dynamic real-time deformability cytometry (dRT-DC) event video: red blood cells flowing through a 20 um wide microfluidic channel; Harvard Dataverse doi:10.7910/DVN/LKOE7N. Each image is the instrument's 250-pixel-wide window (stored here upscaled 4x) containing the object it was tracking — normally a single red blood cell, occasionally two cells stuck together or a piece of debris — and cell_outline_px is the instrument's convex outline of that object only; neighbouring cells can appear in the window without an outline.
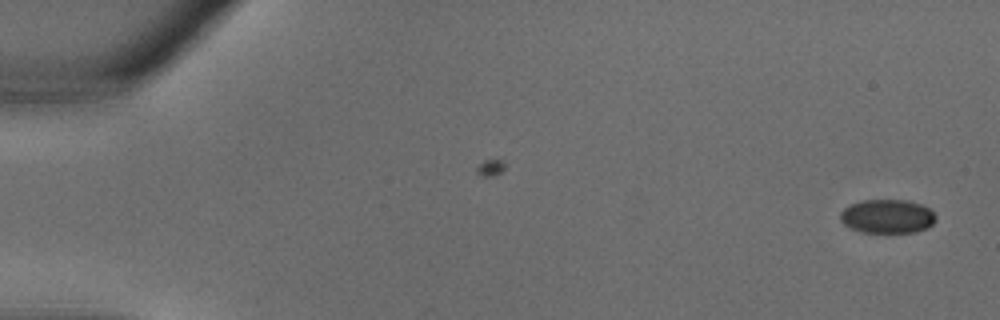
{"species": "common noctule bat (a hibernating species)", "species_latin": "Nyctalus noctula", "temperature_condition": "warm", "stored_images_in_passage": 34, "camera_frame_rate_fps": 3000, "um_per_image_px": 0.085, "animal": {"sex": "male", "body_mass_g": 18.8}, "frame": {"image": 1, "passage_image": 1, "time_ms": 0.0, "image_size_px": [1000, 320], "cell_outline_px": [[936, 220], [928, 228], [916, 232], [860, 232], [844, 224], [840, 220], [840, 212], [844, 208], [852, 204], [864, 200], [908, 200], [920, 204], [928, 208], [936, 216]], "centroid_in_image_um": [75.43, 18.39], "position_along_channel_um": 9.6, "area_um2": 18.79}}
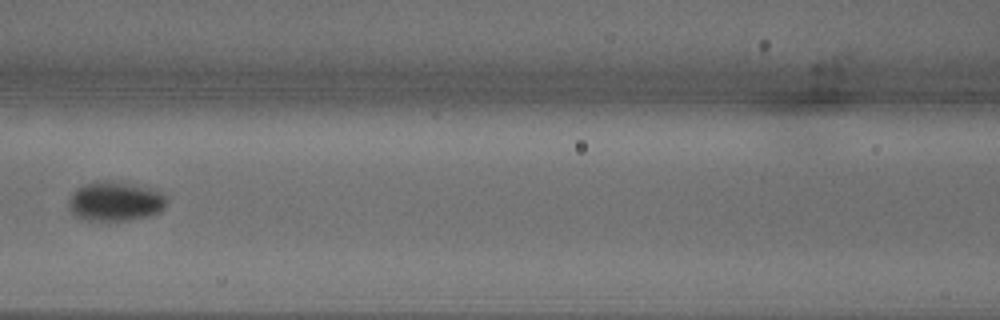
{"frame": {"image": 2, "passage_image": 16, "time_ms": 5.0, "image_size_px": [1000, 320], "cell_outline_px": [[164, 208], [160, 212], [148, 216], [128, 220], [84, 220], [76, 216], [68, 208], [68, 200], [72, 192], [76, 188], [84, 184], [96, 180], [108, 180], [148, 188], [160, 192], [164, 196]], "centroid_in_image_um": [9.71, 17.11], "position_along_channel_um": 156.9, "area_um2": 22.37}}
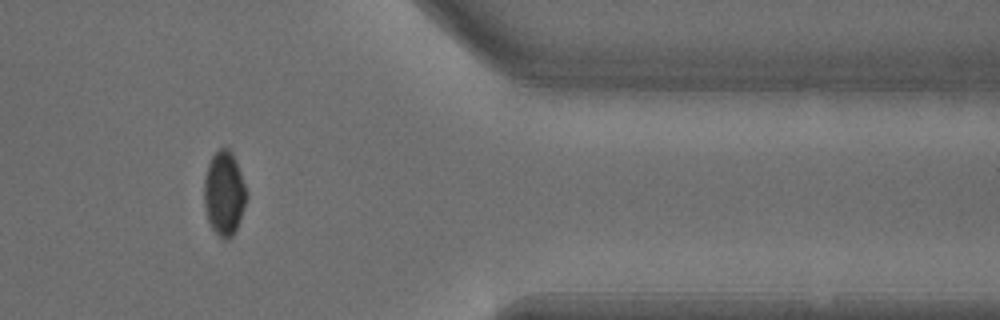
{"frame": {"image": 3, "passage_image": 29, "time_ms": 9.333, "image_size_px": [1000, 320], "cell_outline_px": [[248, 196], [236, 228], [232, 236], [228, 240], [224, 240], [212, 228], [208, 220], [204, 204], [204, 180], [208, 164], [212, 156], [220, 148], [228, 148], [232, 152], [236, 160], [248, 192]], "centroid_in_image_um": [19.06, 16.42], "position_along_channel_um": 392.3, "area_um2": 20.75}}